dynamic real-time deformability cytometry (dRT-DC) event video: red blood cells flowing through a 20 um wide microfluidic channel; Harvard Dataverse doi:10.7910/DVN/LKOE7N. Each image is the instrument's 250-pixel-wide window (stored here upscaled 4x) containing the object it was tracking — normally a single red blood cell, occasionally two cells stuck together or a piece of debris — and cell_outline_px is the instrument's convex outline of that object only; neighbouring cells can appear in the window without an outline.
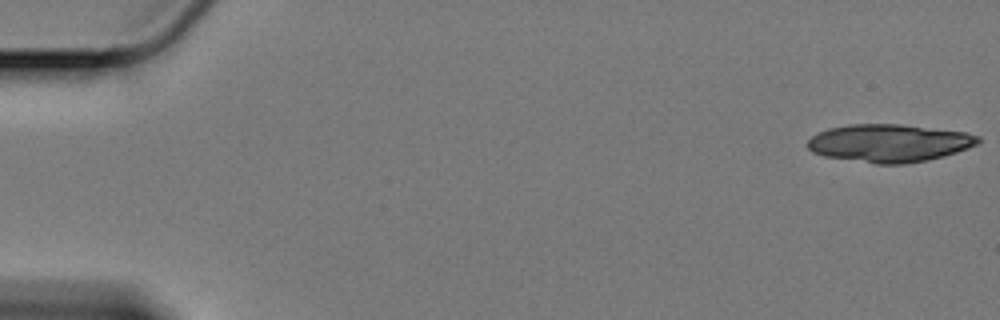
{"species": "Egyptian fruit bat (a non-hibernating species)", "species_latin": "Rousettus aegyptiacus", "temperature_condition": "cold", "stored_images_in_passage": 15, "camera_frame_rate_fps": 3000, "um_per_image_px": 0.085, "animal": {"sex": "female"}, "frame": {"image": 1, "passage_image": 1, "time_ms": 0.0, "image_size_px": [1000, 320], "cell_outline_px": [[980, 140], [976, 144], [968, 148], [956, 152], [928, 160], [904, 164], [876, 164], [824, 156], [812, 152], [808, 148], [808, 140], [816, 132], [828, 128], [848, 124], [900, 124], [964, 132], [980, 136]], "centroid_in_image_um": [75.54, 12.16], "position_along_channel_um": 9.5, "area_um2": 37.57}}